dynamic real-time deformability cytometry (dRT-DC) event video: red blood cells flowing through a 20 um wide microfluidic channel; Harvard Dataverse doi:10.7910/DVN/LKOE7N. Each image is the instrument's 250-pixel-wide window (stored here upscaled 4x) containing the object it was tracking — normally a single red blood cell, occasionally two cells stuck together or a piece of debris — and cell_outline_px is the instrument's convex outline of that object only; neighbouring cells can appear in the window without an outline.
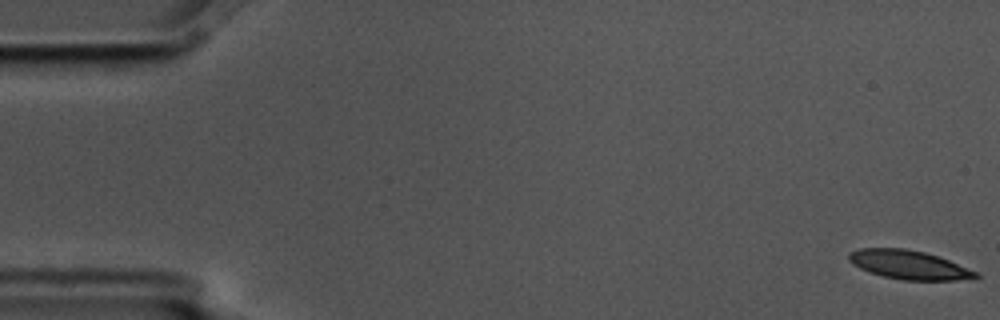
{"species": "common noctule bat (a hibernating species)", "species_latin": "Nyctalus noctula", "temperature_condition": "cold", "stored_images_in_passage": 6, "camera_frame_rate_fps": 3000, "um_per_image_px": 0.085, "animal": {"sex": "male", "body_mass_g": 17.5, "forearm_length_mm": 52.3}, "frame": {"image": 1, "passage_image": 1, "time_ms": 0.0, "image_size_px": [1000, 320], "cell_outline_px": [[980, 276], [956, 280], [900, 280], [884, 276], [860, 268], [852, 264], [848, 260], [848, 252], [860, 248], [904, 248], [924, 252], [948, 260], [976, 272]], "centroid_in_image_um": [77.18, 22.5], "position_along_channel_um": 7.8, "area_um2": 20.98}}
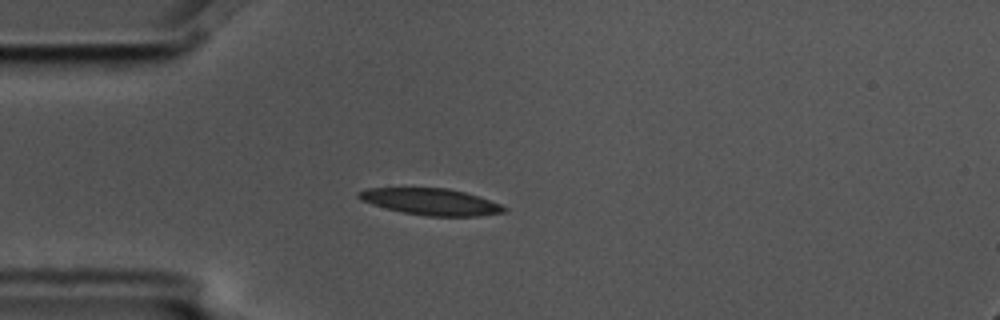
{"frame": {"image": 2, "passage_image": 5, "time_ms": 1.333, "image_size_px": [1000, 320], "cell_outline_px": [[508, 208], [504, 212], [480, 216], [428, 216], [404, 212], [372, 204], [360, 200], [356, 196], [356, 192], [368, 188], [448, 188], [480, 196], [500, 204]], "centroid_in_image_um": [36.64, 17.14], "position_along_channel_um": 48.4, "area_um2": 22.43}}